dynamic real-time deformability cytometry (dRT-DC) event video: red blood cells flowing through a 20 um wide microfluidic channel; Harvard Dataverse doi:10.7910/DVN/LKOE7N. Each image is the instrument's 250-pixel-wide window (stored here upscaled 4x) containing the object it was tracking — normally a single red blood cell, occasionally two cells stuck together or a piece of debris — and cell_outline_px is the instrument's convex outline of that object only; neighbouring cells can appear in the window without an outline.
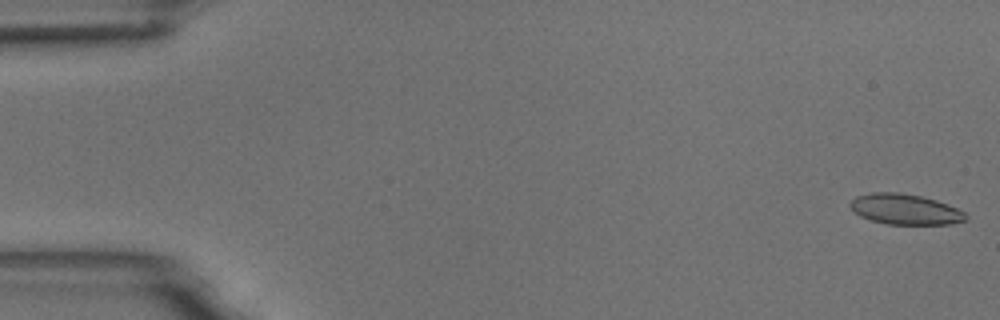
{"species": "common noctule bat (a hibernating species)", "species_latin": "Nyctalus noctula", "temperature_condition": "room temperature", "stored_images_in_passage": 6, "camera_frame_rate_fps": 3000, "um_per_image_px": 0.085, "animal": {"sex": "male", "body_mass_g": 18.8}, "frame": {"image": 1, "passage_image": 1, "time_ms": 0.0, "image_size_px": [1000, 320], "cell_outline_px": [[968, 220], [948, 224], [888, 224], [872, 220], [860, 216], [848, 204], [856, 196], [872, 192], [900, 192], [920, 196], [936, 200], [948, 204], [964, 212], [968, 216]], "centroid_in_image_um": [76.95, 17.78], "position_along_channel_um": 8.0, "area_um2": 20.46}}
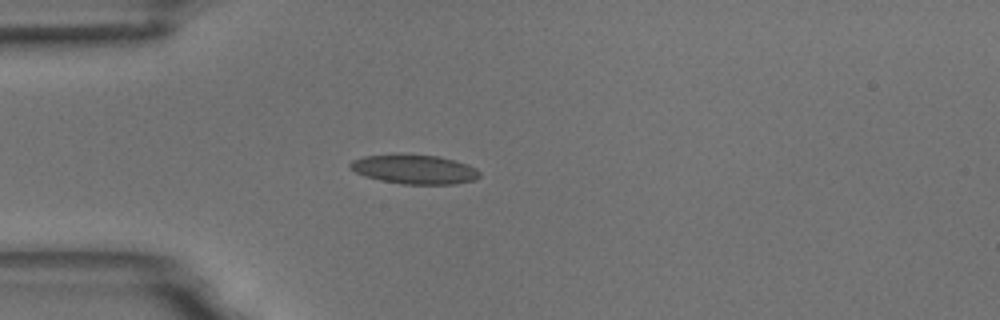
{"frame": {"image": 2, "passage_image": 5, "time_ms": 4.667, "image_size_px": [1000, 320], "cell_outline_px": [[480, 176], [476, 180], [456, 184], [400, 184], [380, 180], [364, 176], [348, 168], [348, 164], [352, 160], [364, 156], [440, 156], [468, 164], [476, 168], [480, 172]], "centroid_in_image_um": [35.26, 14.43], "position_along_channel_um": 49.7, "area_um2": 21.73}}